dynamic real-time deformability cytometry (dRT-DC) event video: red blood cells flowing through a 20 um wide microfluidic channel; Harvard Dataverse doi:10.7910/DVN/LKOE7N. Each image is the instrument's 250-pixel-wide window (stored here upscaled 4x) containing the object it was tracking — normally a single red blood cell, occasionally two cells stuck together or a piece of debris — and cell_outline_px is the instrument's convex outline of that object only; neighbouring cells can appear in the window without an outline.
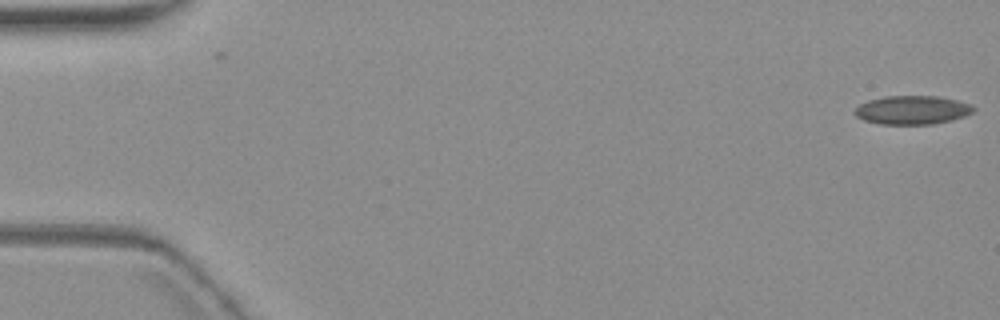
{"species": "common noctule bat (a hibernating species)", "species_latin": "Nyctalus noctula", "temperature_condition": "warm", "stored_images_in_passage": 6, "camera_frame_rate_fps": 3000, "um_per_image_px": 0.085, "animal": {"sex": "female", "body_mass_g": 19.3, "forearm_length_mm": 54.1}, "frame": {"image": 1, "passage_image": 1, "time_ms": 0.0, "image_size_px": [1000, 320], "cell_outline_px": [[976, 108], [972, 112], [964, 116], [952, 120], [932, 124], [880, 124], [864, 120], [856, 116], [852, 112], [860, 104], [868, 100], [884, 96], [936, 96], [956, 100], [972, 104]], "centroid_in_image_um": [77.53, 9.35], "position_along_channel_um": 7.5, "area_um2": 19.88}}
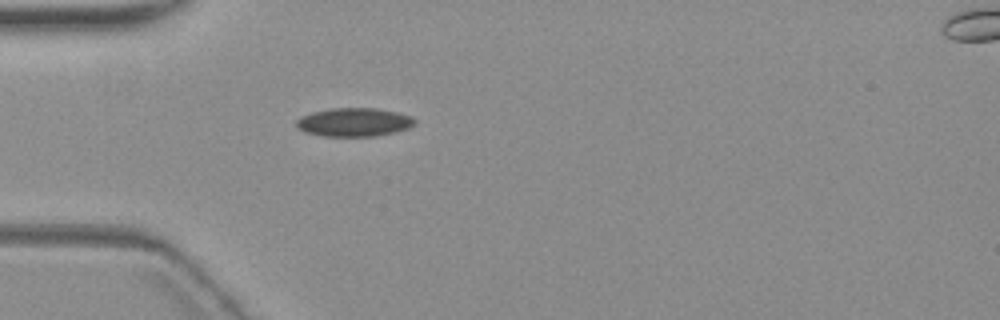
{"frame": {"image": 2, "passage_image": 5, "time_ms": 5.667, "image_size_px": [1000, 320], "cell_outline_px": [[416, 124], [408, 128], [396, 132], [376, 136], [324, 136], [304, 132], [296, 128], [296, 120], [312, 112], [332, 108], [376, 108], [396, 112], [412, 116], [416, 120]], "centroid_in_image_um": [30.11, 10.39], "position_along_channel_um": 54.9, "area_um2": 19.77}}